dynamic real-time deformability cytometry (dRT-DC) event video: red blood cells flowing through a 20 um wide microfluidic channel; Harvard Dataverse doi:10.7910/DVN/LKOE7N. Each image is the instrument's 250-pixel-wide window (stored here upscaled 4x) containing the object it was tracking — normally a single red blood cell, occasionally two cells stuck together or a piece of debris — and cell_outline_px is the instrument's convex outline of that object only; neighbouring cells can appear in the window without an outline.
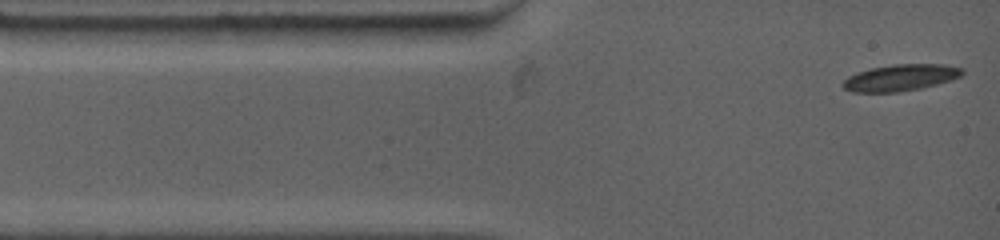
{"species": "common noctule bat (a hibernating species)", "species_latin": "Nyctalus noctula", "temperature_condition": "warm", "stored_images_in_passage": 104, "camera_frame_rate_fps": 4500, "um_per_image_px": 0.085, "animal": {"sex": "female", "body_mass_g": 19.0, "forearm_length_mm": 53.3}, "frame": {"image": 1, "passage_image": 1, "time_ms": 0.0, "image_size_px": [1000, 240], "cell_outline_px": [[964, 72], [960, 76], [936, 84], [920, 88], [900, 92], [852, 92], [844, 88], [840, 84], [848, 76], [872, 68], [892, 64], [944, 64], [964, 68]], "centroid_in_image_um": [76.54, 6.6], "position_along_channel_um": 8.5, "area_um2": 18.32}}
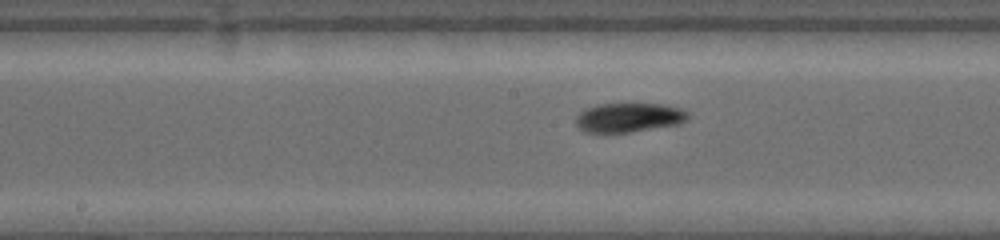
{"frame": {"image": 2, "passage_image": 49, "time_ms": 6.0, "image_size_px": [1000, 240], "cell_outline_px": [[688, 116], [680, 124], [628, 132], [584, 132], [576, 124], [576, 116], [584, 108], [596, 104], [664, 104], [680, 108], [688, 112]], "centroid_in_image_um": [53.42, 9.98], "position_along_channel_um": 194.8, "area_um2": 19.02}}
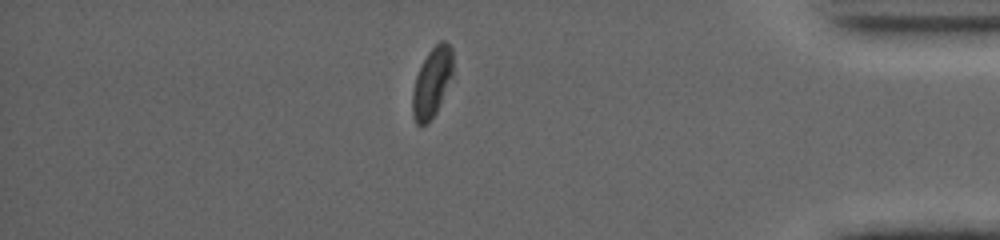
{"frame": {"image": 3, "passage_image": 87, "time_ms": 12.444, "image_size_px": [1000, 240], "cell_outline_px": [[452, 76], [440, 104], [436, 112], [424, 124], [416, 124], [412, 116], [412, 92], [416, 76], [428, 52], [440, 40], [444, 40], [452, 48]], "centroid_in_image_um": [36.71, 6.99], "position_along_channel_um": 398.5, "area_um2": 16.13}, "authors_computed_cell_mechanics": {"area_um2": 18.9006, "velocity_mm_per_s": 3.7627, "shape_relaxation_time_tau1_ms": 3.9631, "shape_relaxation_time_tau2_ms": null, "deformation_change_tau1": 0.1272, "deformation_change_tau2": null}}